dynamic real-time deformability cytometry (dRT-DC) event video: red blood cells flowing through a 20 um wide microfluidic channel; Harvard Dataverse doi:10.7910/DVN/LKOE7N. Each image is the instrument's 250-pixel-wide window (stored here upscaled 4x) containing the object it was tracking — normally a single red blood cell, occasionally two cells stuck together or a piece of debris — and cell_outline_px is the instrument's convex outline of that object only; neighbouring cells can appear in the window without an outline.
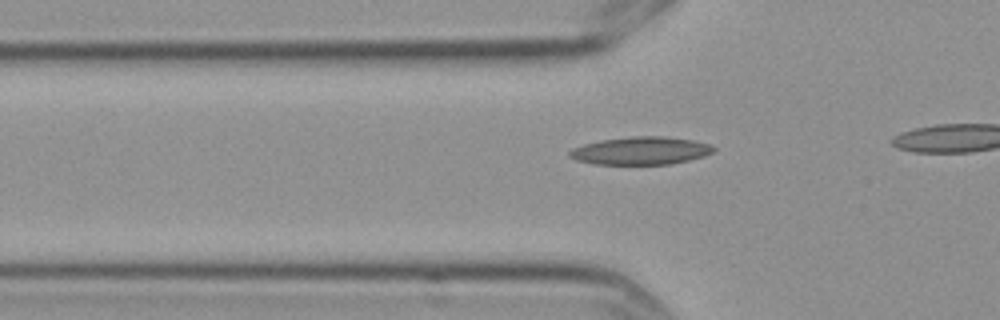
{"species": "Egyptian fruit bat (a non-hibernating species)", "species_latin": "Rousettus aegyptiacus", "temperature_condition": "cold", "stored_images_in_passage": 21, "camera_frame_rate_fps": 3000, "um_per_image_px": 0.085, "frame": {"image": 1, "passage_image": 15, "time_ms": 4.667, "image_size_px": [1000, 320], "cell_outline_px": [[716, 148], [712, 152], [704, 156], [688, 160], [668, 164], [592, 164], [576, 160], [568, 156], [568, 152], [572, 148], [584, 144], [600, 140], [632, 136], [664, 136], [692, 140], [712, 144]], "centroid_in_image_um": [54.45, 12.81], "position_along_channel_um": 71.4, "area_um2": 23.41}}